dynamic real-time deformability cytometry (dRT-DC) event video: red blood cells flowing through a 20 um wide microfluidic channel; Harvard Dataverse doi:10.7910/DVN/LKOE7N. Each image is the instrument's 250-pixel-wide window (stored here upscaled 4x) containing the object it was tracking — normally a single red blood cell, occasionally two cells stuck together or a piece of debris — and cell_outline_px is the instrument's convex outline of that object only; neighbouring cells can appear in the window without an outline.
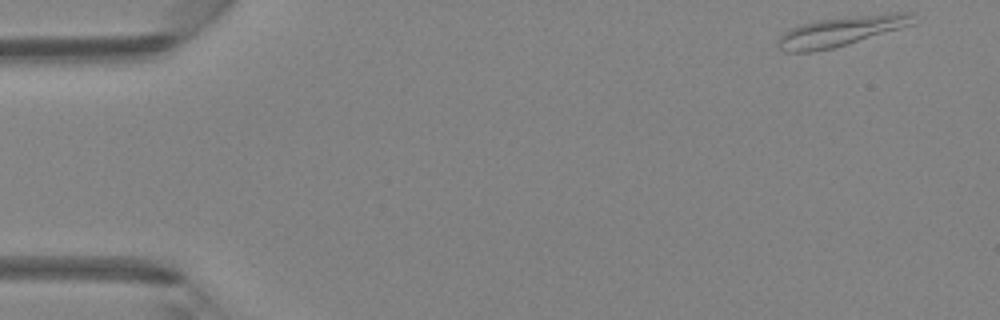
{"species": "Egyptian fruit bat (a non-hibernating species)", "species_latin": "Rousettus aegyptiacus", "temperature_condition": "room temperature", "stored_images_in_passage": 32, "camera_frame_rate_fps": 3000, "um_per_image_px": 0.085, "animal": {"sex": "female"}, "frame": {"image": 1, "passage_image": 1, "time_ms": 0.0, "image_size_px": [1000, 320], "cell_outline_px": [[916, 24], [848, 44], [832, 48], [812, 52], [788, 52], [780, 48], [776, 44], [776, 40], [784, 32], [800, 24], [816, 20], [888, 12], [912, 12]], "centroid_in_image_um": [71.53, 2.64], "position_along_channel_um": 13.5, "area_um2": 23.7}}
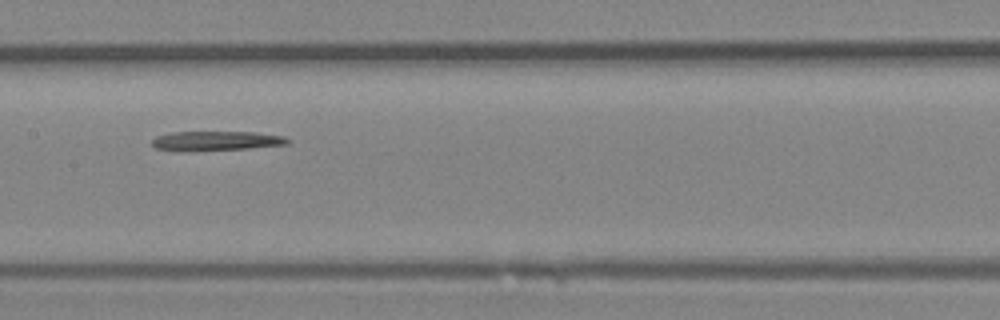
{"frame": {"image": 2, "passage_image": 22, "time_ms": 7.0, "image_size_px": [1000, 320], "cell_outline_px": [[292, 140], [288, 144], [248, 148], [180, 152], [176, 152], [156, 148], [152, 144], [152, 140], [156, 136], [172, 132], [256, 132], [284, 136]], "centroid_in_image_um": [18.35, 11.98], "position_along_channel_um": 189.1, "area_um2": 15.61}}
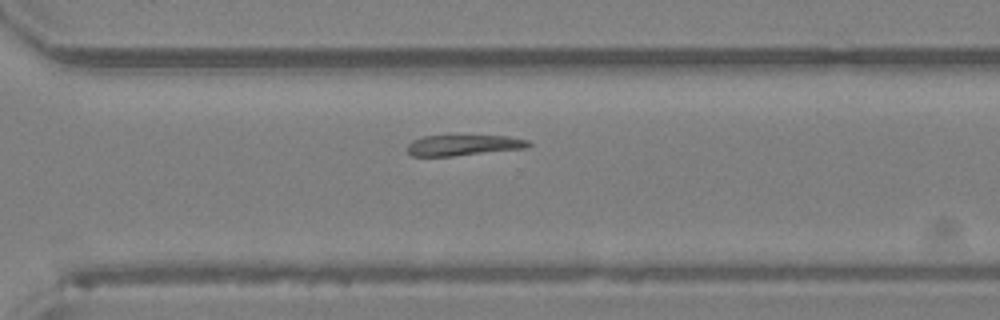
{"frame": {"image": 3, "passage_image": 32, "time_ms": 10.333, "image_size_px": [1000, 320], "cell_outline_px": [[532, 144], [528, 148], [452, 156], [412, 156], [408, 152], [408, 144], [412, 140], [424, 136], [508, 136], [528, 140]], "centroid_in_image_um": [39.42, 12.34], "position_along_channel_um": 331.2, "area_um2": 14.57}}